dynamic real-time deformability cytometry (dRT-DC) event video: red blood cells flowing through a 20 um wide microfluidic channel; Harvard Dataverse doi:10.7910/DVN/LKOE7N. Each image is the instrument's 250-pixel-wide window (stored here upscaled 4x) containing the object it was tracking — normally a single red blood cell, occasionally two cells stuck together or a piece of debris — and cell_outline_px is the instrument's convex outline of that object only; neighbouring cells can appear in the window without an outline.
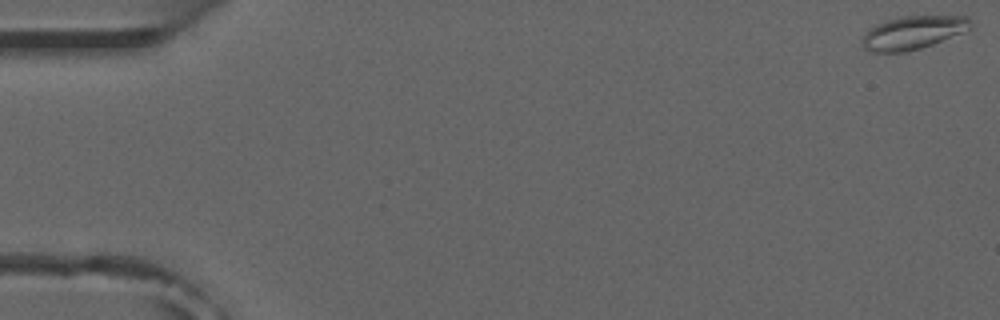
{"species": "common noctule bat (a hibernating species)", "species_latin": "Nyctalus noctula", "temperature_condition": "room temperature", "stored_images_in_passage": 6, "camera_frame_rate_fps": 3000, "um_per_image_px": 0.085, "animal": {"sex": "male", "forearm_length_mm": 52.5}, "frame": {"image": 1, "passage_image": 1, "time_ms": 0.0, "image_size_px": [1000, 320], "cell_outline_px": [[972, 28], [932, 44], [920, 48], [904, 52], [872, 52], [864, 48], [860, 44], [864, 36], [876, 24], [888, 20], [904, 16], [968, 16], [972, 20]], "centroid_in_image_um": [77.62, 2.77], "position_along_channel_um": 7.4, "area_um2": 20.75}}
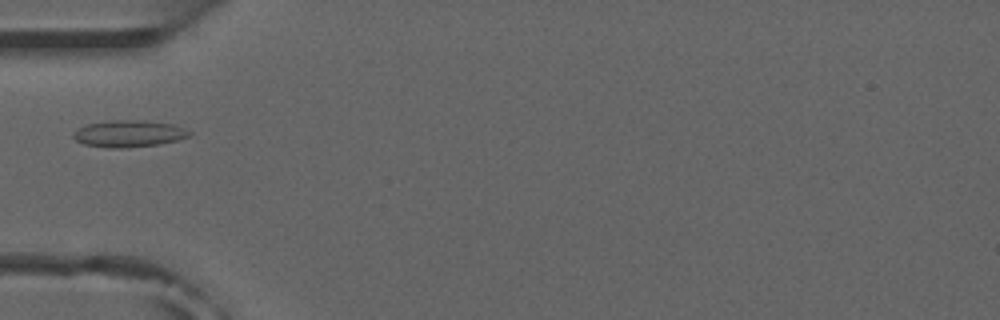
{"frame": {"image": 2, "passage_image": 6, "time_ms": 5.667, "image_size_px": [1000, 320], "cell_outline_px": [[192, 132], [188, 136], [176, 140], [160, 144], [124, 148], [108, 148], [84, 144], [76, 140], [72, 136], [72, 132], [88, 124], [112, 120], [140, 120], [172, 124], [184, 128]], "centroid_in_image_um": [10.93, 11.36], "position_along_channel_um": 74.1, "area_um2": 17.98}}